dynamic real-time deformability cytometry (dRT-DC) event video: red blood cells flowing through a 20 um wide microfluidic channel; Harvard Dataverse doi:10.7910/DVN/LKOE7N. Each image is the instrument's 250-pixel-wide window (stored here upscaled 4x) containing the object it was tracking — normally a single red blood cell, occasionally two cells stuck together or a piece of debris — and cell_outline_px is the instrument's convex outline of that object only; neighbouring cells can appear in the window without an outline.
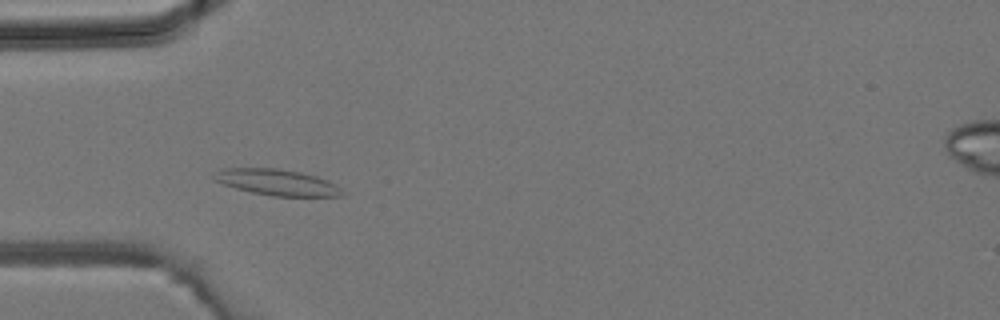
{"species": "common noctule bat (a hibernating species)", "species_latin": "Nyctalus noctula", "temperature_condition": "room temperature", "stored_images_in_passage": 3, "camera_frame_rate_fps": 3000, "um_per_image_px": 0.085, "animal": {"sex": "male", "body_mass_g": 19.2, "forearm_length_mm": 51.8}, "frame": {"image": 1, "passage_image": 2, "time_ms": 0.333, "image_size_px": [1000, 320], "cell_outline_px": [[344, 196], [272, 196], [252, 192], [236, 188], [212, 180], [212, 176], [220, 168], [276, 168], [300, 172], [316, 176], [328, 180], [336, 184], [344, 192]], "centroid_in_image_um": [23.54, 15.49], "position_along_channel_um": 61.5, "area_um2": 19.54}}
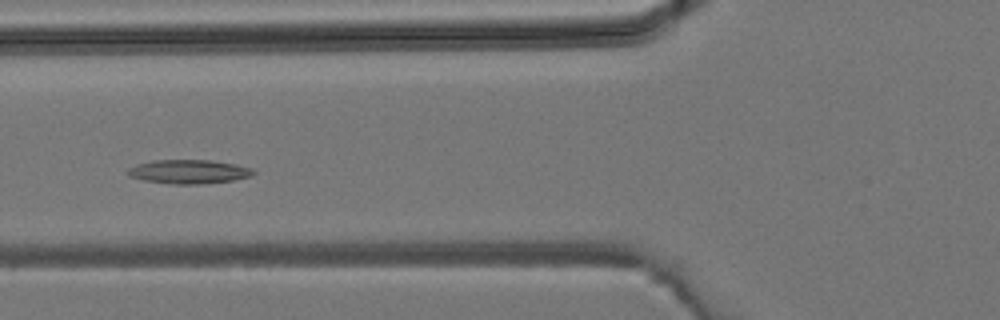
{"frame": {"image": 2, "passage_image": 3, "time_ms": 0.667, "image_size_px": [1000, 320], "cell_outline_px": [[256, 172], [252, 176], [232, 180], [200, 184], [176, 184], [144, 180], [128, 176], [124, 172], [128, 168], [136, 164], [152, 160], [208, 160], [236, 164], [252, 168]], "centroid_in_image_um": [16.02, 14.58], "position_along_channel_um": 109.8, "area_um2": 17.57}}